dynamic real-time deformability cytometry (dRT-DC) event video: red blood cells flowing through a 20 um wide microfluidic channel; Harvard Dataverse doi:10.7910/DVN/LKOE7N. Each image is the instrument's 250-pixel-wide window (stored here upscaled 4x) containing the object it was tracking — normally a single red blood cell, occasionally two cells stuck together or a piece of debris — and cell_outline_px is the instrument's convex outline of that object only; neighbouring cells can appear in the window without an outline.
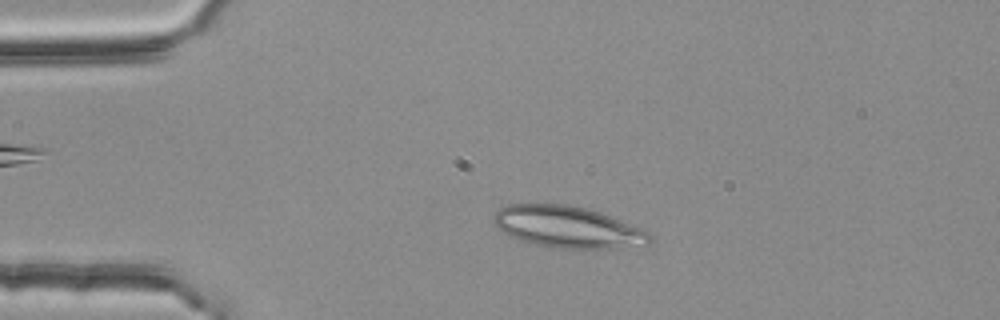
{"species": "common noctule bat (a hibernating species)", "species_latin": "Nyctalus noctula", "temperature_condition": "room temperature", "stored_images_in_passage": 50, "camera_frame_rate_fps": 3000, "um_per_image_px": 0.085, "animal": {"sex": "female", "body_mass_g": 25.1}, "frame": {"image": 1, "passage_image": 10, "time_ms": 3.0, "image_size_px": [1000, 320], "cell_outline_px": [[652, 240], [648, 244], [608, 248], [564, 248], [536, 244], [520, 240], [504, 232], [492, 220], [496, 212], [500, 208], [508, 204], [568, 204], [600, 212], [640, 228], [648, 232], [652, 236]], "centroid_in_image_um": [48.25, 19.28], "position_along_channel_um": 36.8, "area_um2": 37.17}}
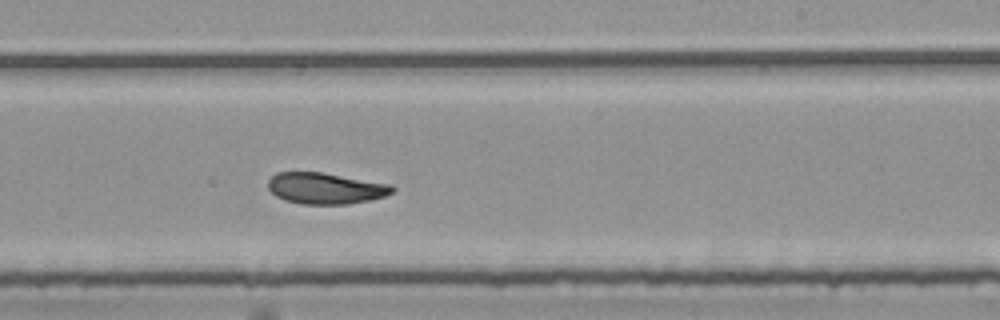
{"frame": {"image": 2, "passage_image": 31, "time_ms": 10.0, "image_size_px": [1000, 320], "cell_outline_px": [[396, 188], [392, 192], [384, 196], [368, 200], [348, 204], [304, 204], [284, 200], [276, 196], [268, 188], [268, 180], [276, 172], [320, 172], [392, 184]], "centroid_in_image_um": [27.66, 16.0], "position_along_channel_um": 261.3, "area_um2": 22.54}}
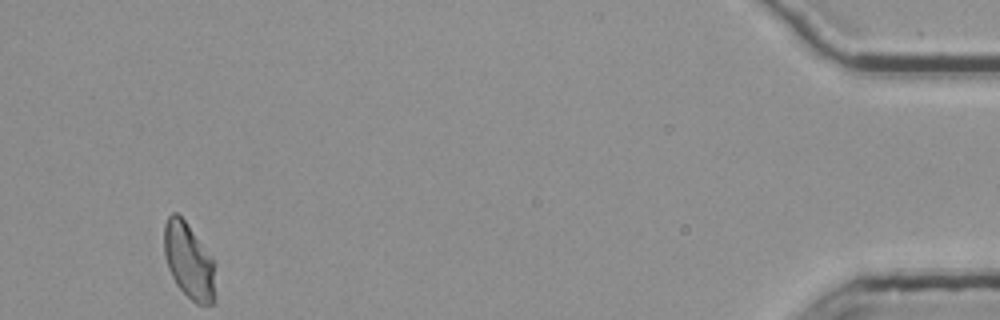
{"frame": {"image": 3, "passage_image": 50, "time_ms": 16.333, "image_size_px": [1000, 320], "cell_outline_px": [[216, 300], [212, 304], [196, 304], [176, 284], [168, 268], [164, 256], [164, 224], [168, 216], [172, 212], [176, 212], [184, 220], [216, 260]], "centroid_in_image_um": [16.1, 22.2], "position_along_channel_um": 419.1, "area_um2": 23.24}, "authors_computed_cell_mechanics": {"area_um2": 23.2645, "velocity_mm_per_s": 3.7538, "shape_relaxation_time_tau1_ms": null, "shape_relaxation_time_tau2_ms": 4.1126, "deformation_change_tau1": null, "deformation_change_tau2": 0.0915}}